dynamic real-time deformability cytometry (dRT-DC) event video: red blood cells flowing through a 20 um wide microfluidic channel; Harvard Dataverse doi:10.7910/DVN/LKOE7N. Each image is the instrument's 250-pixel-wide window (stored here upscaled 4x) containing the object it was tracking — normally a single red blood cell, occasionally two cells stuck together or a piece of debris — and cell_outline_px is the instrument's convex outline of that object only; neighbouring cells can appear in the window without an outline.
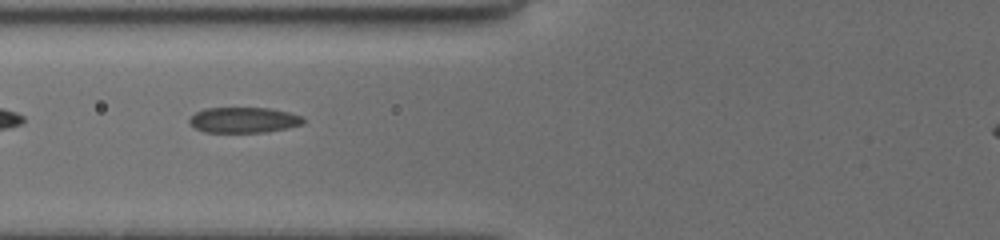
{"species": "common noctule bat (a hibernating species)", "species_latin": "Nyctalus noctula", "temperature_condition": "cold", "stored_images_in_passage": 25, "segment_of_instrument_passage": [2, 2], "camera_frame_rate_fps": 3000, "um_per_image_px": 0.085, "animal": {"sex": "female", "body_mass_g": 19.5, "forearm_length_mm": 54.1}, "frame": {"image": 1, "passage_image": 7, "time_ms": 3.333, "image_size_px": [1000, 240], "cell_outline_px": [[304, 124], [288, 128], [268, 132], [204, 132], [188, 124], [188, 120], [196, 112], [204, 108], [268, 108], [288, 112], [304, 116]], "centroid_in_image_um": [20.73, 10.2], "position_along_channel_um": 105.1, "area_um2": 17.11}}
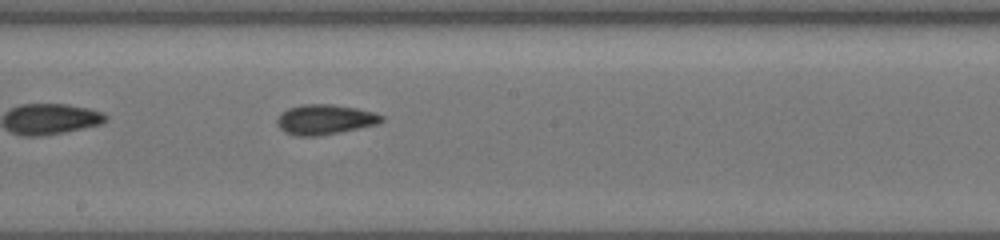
{"frame": {"image": 2, "passage_image": 12, "time_ms": 6.333, "image_size_px": [1000, 240], "cell_outline_px": [[384, 120], [376, 124], [316, 136], [296, 136], [284, 132], [276, 124], [276, 120], [280, 112], [288, 108], [300, 104], [332, 104], [356, 108], [376, 112], [384, 116]], "centroid_in_image_um": [27.57, 10.14], "position_along_channel_um": 220.6, "area_um2": 18.26}}
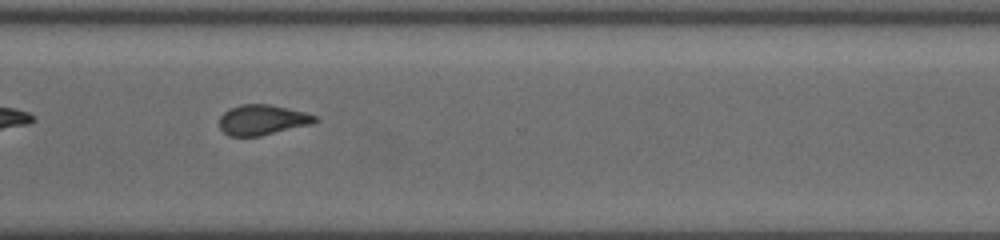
{"frame": {"image": 3, "passage_image": 18, "time_ms": 9.667, "image_size_px": [1000, 240], "cell_outline_px": [[320, 120], [312, 124], [260, 136], [228, 136], [220, 128], [220, 116], [228, 108], [240, 104], [268, 104], [288, 108], [304, 112], [316, 116]], "centroid_in_image_um": [22.3, 10.18], "position_along_channel_um": 348.3, "area_um2": 16.94}}